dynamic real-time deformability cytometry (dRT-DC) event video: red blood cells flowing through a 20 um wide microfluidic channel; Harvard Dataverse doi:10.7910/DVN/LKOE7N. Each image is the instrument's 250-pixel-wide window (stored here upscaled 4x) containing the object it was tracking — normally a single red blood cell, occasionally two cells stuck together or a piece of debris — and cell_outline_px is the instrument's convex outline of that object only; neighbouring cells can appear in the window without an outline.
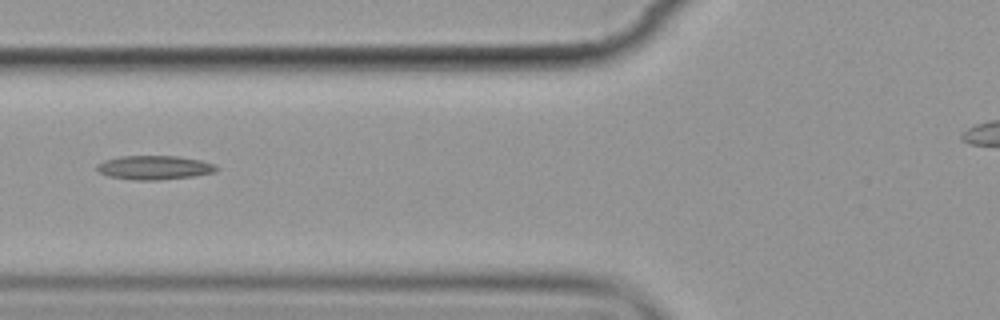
{"species": "common noctule bat (a hibernating species)", "species_latin": "Nyctalus noctula", "temperature_condition": "cold", "stored_images_in_passage": 6, "camera_frame_rate_fps": 3000, "um_per_image_px": 0.085, "animal": {"sex": "female", "body_mass_g": 19.9}, "frame": {"image": 1, "passage_image": 4, "time_ms": 3.667, "image_size_px": [1000, 320], "cell_outline_px": [[220, 168], [216, 172], [192, 176], [160, 180], [132, 180], [108, 176], [100, 172], [96, 168], [96, 164], [104, 160], [120, 156], [180, 156], [200, 160], [216, 164]], "centroid_in_image_um": [13.14, 14.24], "position_along_channel_um": 112.7, "area_um2": 16.88}}
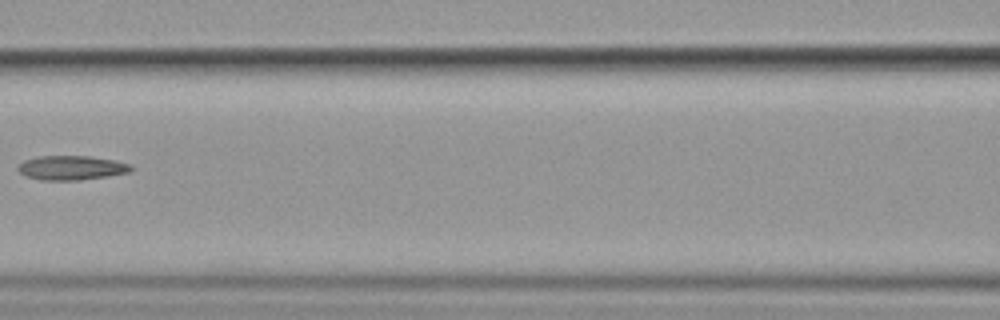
{"frame": {"image": 2, "passage_image": 5, "time_ms": 5.0, "image_size_px": [1000, 320], "cell_outline_px": [[132, 168], [128, 172], [108, 176], [80, 180], [40, 180], [24, 176], [16, 168], [24, 160], [40, 156], [88, 156], [116, 160], [128, 164]], "centroid_in_image_um": [6.03, 14.26], "position_along_channel_um": 160.6, "area_um2": 15.95}}
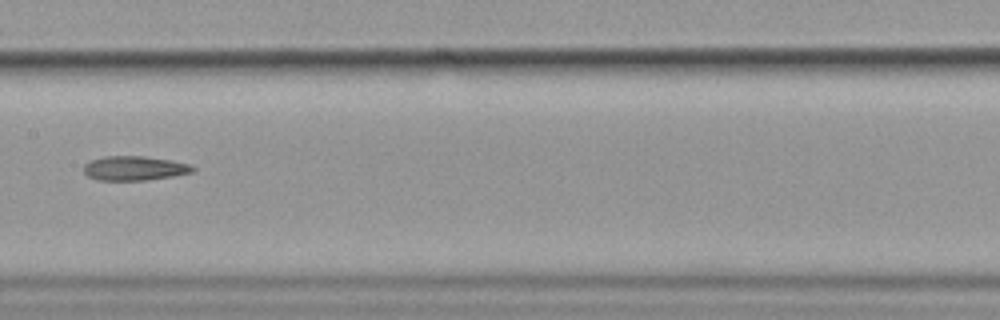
{"frame": {"image": 3, "passage_image": 6, "time_ms": 6.0, "image_size_px": [1000, 320], "cell_outline_px": [[196, 168], [192, 172], [172, 176], [144, 180], [96, 180], [88, 176], [84, 172], [84, 164], [88, 160], [104, 156], [144, 156], [172, 160], [188, 164]], "centroid_in_image_um": [11.38, 14.29], "position_along_channel_um": 196.0, "area_um2": 15.49}}